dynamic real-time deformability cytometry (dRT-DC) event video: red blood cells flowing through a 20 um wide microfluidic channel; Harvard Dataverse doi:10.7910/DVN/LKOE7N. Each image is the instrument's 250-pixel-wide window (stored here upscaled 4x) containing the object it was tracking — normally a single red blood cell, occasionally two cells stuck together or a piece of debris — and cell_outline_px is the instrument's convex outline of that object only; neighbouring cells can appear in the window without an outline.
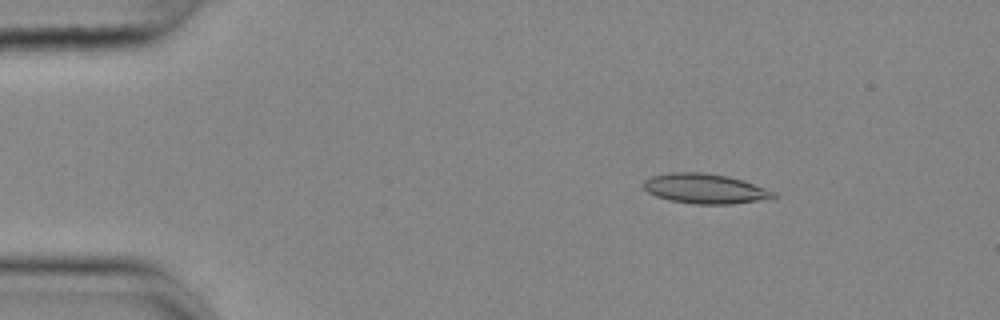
{"species": "common noctule bat (a hibernating species)", "species_latin": "Nyctalus noctula", "temperature_condition": "cold", "stored_images_in_passage": 10, "camera_frame_rate_fps": 3000, "um_per_image_px": 0.085, "animal": {"sex": "female", "body_mass_g": 25.1}, "frame": {"image": 1, "passage_image": 2, "time_ms": 0.333, "image_size_px": [1000, 320], "cell_outline_px": [[776, 196], [756, 200], [732, 204], [696, 204], [672, 200], [656, 196], [648, 192], [644, 188], [644, 180], [652, 176], [668, 172], [704, 172], [728, 176], [776, 192]], "centroid_in_image_um": [59.86, 16.02], "position_along_channel_um": 25.1, "area_um2": 22.2}}